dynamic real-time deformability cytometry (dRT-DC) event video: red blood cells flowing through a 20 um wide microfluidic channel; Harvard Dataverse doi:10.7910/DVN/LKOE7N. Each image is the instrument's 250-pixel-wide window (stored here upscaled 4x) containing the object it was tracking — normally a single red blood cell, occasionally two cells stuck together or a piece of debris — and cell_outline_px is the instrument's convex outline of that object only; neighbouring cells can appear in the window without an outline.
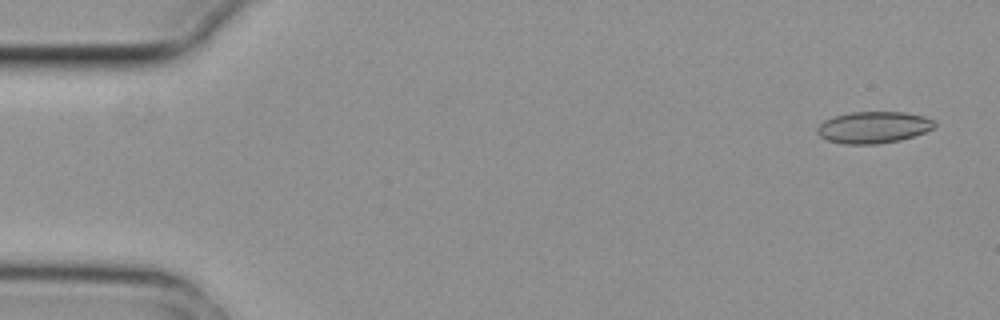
{"species": "common noctule bat (a hibernating species)", "species_latin": "Nyctalus noctula", "temperature_condition": "cold", "stored_images_in_passage": 5, "camera_frame_rate_fps": 3000, "um_per_image_px": 0.085, "animal": {"sex": "female", "body_mass_g": 29.2, "forearm_length_mm": 56.3}, "frame": {"image": 1, "passage_image": 1, "time_ms": 0.0, "image_size_px": [1000, 320], "cell_outline_px": [[936, 124], [932, 128], [924, 132], [900, 140], [876, 144], [844, 144], [828, 140], [820, 136], [816, 132], [816, 128], [824, 120], [836, 116], [852, 112], [904, 112], [924, 116], [932, 120]], "centroid_in_image_um": [74.22, 10.82], "position_along_channel_um": 10.8, "area_um2": 21.44}}
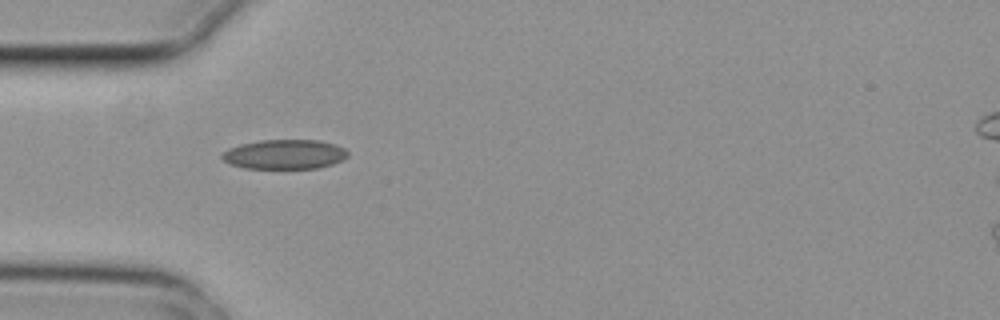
{"frame": {"image": 2, "passage_image": 4, "time_ms": 1.0, "image_size_px": [1000, 320], "cell_outline_px": [[348, 156], [344, 160], [332, 164], [316, 168], [244, 168], [228, 164], [220, 156], [228, 148], [240, 144], [260, 140], [320, 140], [336, 144], [344, 148], [348, 152]], "centroid_in_image_um": [24.2, 13.11], "position_along_channel_um": 60.8, "area_um2": 21.79}}
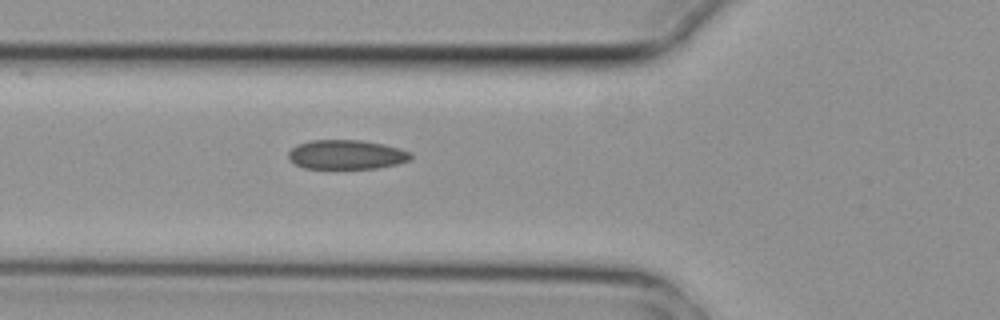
{"frame": {"image": 3, "passage_image": 5, "time_ms": 1.333, "image_size_px": [1000, 320], "cell_outline_px": [[412, 160], [396, 164], [376, 168], [304, 168], [296, 164], [288, 156], [288, 152], [296, 144], [312, 140], [360, 140], [384, 144], [400, 148], [412, 152]], "centroid_in_image_um": [29.48, 13.13], "position_along_channel_um": 96.3, "area_um2": 20.92}}